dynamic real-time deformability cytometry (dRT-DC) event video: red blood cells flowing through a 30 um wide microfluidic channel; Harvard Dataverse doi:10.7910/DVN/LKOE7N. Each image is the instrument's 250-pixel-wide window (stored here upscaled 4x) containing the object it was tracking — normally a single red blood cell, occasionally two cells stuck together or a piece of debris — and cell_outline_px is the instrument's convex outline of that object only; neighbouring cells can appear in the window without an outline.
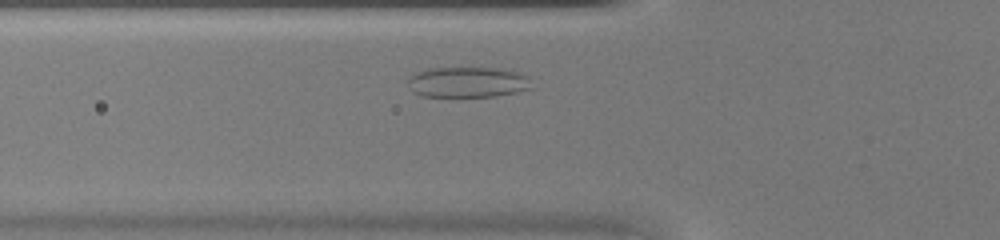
{"species": "common noctule bat (a hibernating species)", "species_latin": "Nyctalus noctula", "temperature_condition": "warm", "stored_images_in_passage": 27, "camera_frame_rate_fps": 3000, "um_per_image_px": 0.085, "animal": {"sex": "female", "body_mass_g": 20.0, "forearm_length_mm": 54.0}, "frame": {"image": 1, "passage_image": 4, "time_ms": 1.0, "image_size_px": [1000, 240], "cell_outline_px": [[536, 88], [496, 96], [424, 96], [412, 92], [408, 88], [408, 76], [416, 72], [428, 68], [500, 68], [516, 72], [528, 76]], "centroid_in_image_um": [39.77, 6.98], "position_along_channel_um": 86.0, "area_um2": 22.31}}
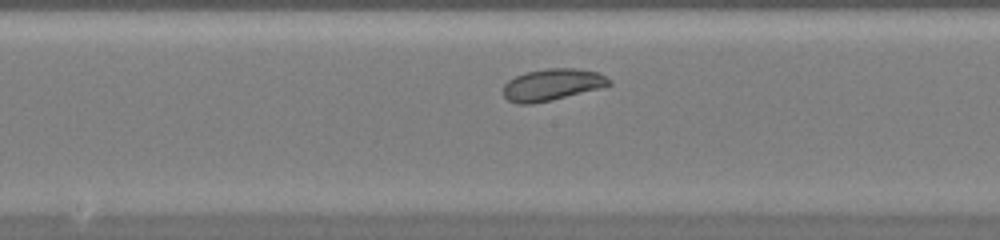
{"frame": {"image": 2, "passage_image": 12, "time_ms": 3.667, "image_size_px": [1000, 240], "cell_outline_px": [[612, 84], [600, 88], [552, 100], [532, 104], [516, 104], [508, 100], [504, 96], [504, 84], [508, 80], [516, 76], [528, 72], [548, 68], [576, 68], [596, 72], [612, 80]], "centroid_in_image_um": [46.93, 7.2], "position_along_channel_um": 201.3, "area_um2": 19.48}}
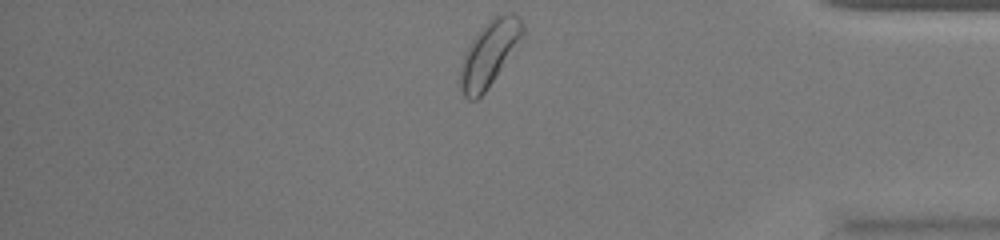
{"frame": {"image": 3, "passage_image": 27, "time_ms": 8.667, "image_size_px": [1000, 240], "cell_outline_px": [[524, 36], [484, 92], [476, 100], [468, 100], [460, 92], [460, 68], [464, 56], [472, 40], [480, 28], [488, 20], [504, 12], [512, 12], [520, 20], [524, 28]], "centroid_in_image_um": [41.58, 4.54], "position_along_channel_um": 393.6, "area_um2": 23.29}}